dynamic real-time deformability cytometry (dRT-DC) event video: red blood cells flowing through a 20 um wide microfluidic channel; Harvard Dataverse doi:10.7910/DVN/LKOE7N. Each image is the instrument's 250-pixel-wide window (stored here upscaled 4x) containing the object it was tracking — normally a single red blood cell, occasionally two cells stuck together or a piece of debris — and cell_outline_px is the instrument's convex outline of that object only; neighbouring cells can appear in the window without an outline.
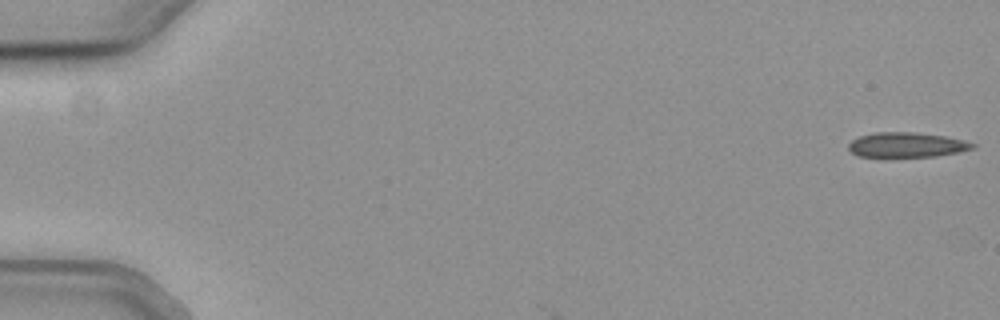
{"species": "common noctule bat (a hibernating species)", "species_latin": "Nyctalus noctula", "temperature_condition": "cold", "stored_images_in_passage": 7, "camera_frame_rate_fps": 3000, "um_per_image_px": 0.085, "animal": {"sex": "female", "body_mass_g": 19.3, "forearm_length_mm": 54.1}, "frame": {"image": 1, "passage_image": 1, "time_ms": 0.0, "image_size_px": [1000, 320], "cell_outline_px": [[976, 148], [960, 152], [936, 156], [888, 160], [880, 160], [856, 156], [848, 148], [848, 144], [852, 140], [860, 136], [876, 132], [912, 132], [944, 136], [964, 140], [976, 144]], "centroid_in_image_um": [77.01, 12.38], "position_along_channel_um": 8.0, "area_um2": 19.13}}